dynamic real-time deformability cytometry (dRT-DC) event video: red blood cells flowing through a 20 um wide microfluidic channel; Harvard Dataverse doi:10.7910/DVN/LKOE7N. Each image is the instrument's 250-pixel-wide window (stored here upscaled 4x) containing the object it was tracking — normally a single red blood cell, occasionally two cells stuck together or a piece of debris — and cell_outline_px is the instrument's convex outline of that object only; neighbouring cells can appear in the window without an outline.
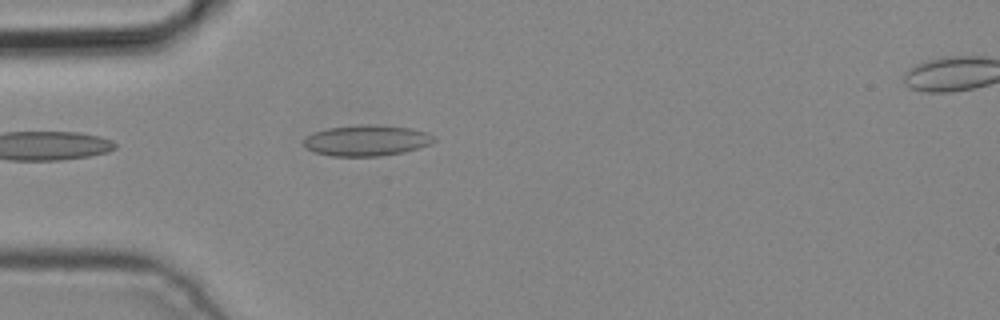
{"species": "common noctule bat (a hibernating species)", "species_latin": "Nyctalus noctula", "temperature_condition": "cold", "stored_images_in_passage": 2, "camera_frame_rate_fps": 3000, "um_per_image_px": 0.085, "animal": {"sex": "male", "body_mass_g": 19.2, "forearm_length_mm": 51.8}, "frame": {"image": 1, "passage_image": 1, "time_ms": 0.0, "image_size_px": [1000, 320], "cell_outline_px": [[436, 140], [428, 144], [404, 152], [380, 156], [332, 156], [312, 152], [304, 148], [304, 140], [312, 132], [328, 128], [360, 124], [368, 124], [408, 128], [428, 132]], "centroid_in_image_um": [31.1, 11.94], "position_along_channel_um": 53.9, "area_um2": 23.35}}